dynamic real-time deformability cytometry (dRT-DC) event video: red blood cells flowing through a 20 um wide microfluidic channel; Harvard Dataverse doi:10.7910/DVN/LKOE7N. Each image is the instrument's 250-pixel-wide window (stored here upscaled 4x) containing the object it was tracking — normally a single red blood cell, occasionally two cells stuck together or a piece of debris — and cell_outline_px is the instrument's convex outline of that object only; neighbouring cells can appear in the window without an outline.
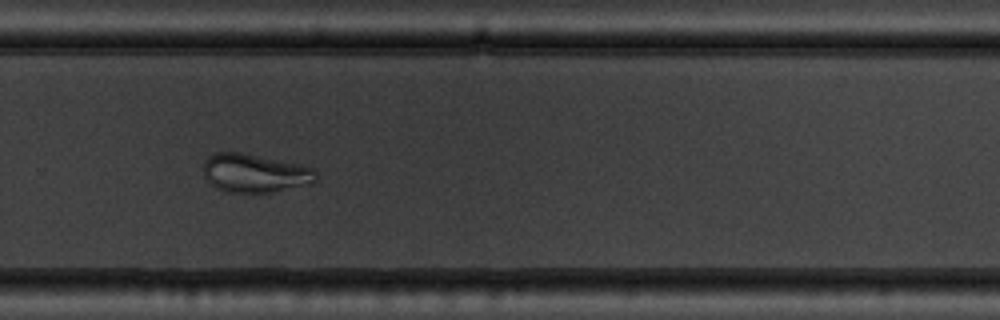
{"species": "common noctule bat (a hibernating species)", "species_latin": "Nyctalus noctula", "temperature_condition": "warm", "stored_images_in_passage": 51, "camera_frame_rate_fps": 3000, "um_per_image_px": 0.085, "animal": {"sex": "male", "body_mass_g": 19.5, "forearm_length_mm": 54.6}, "frame": {"image": 1, "passage_image": 34, "time_ms": 11.0, "image_size_px": [1000, 320], "cell_outline_px": [[316, 180], [312, 184], [272, 192], [224, 192], [216, 188], [204, 176], [204, 160], [212, 152], [240, 152], [300, 164], [316, 168]], "centroid_in_image_um": [21.67, 14.71], "position_along_channel_um": 308.1, "area_um2": 25.49}}
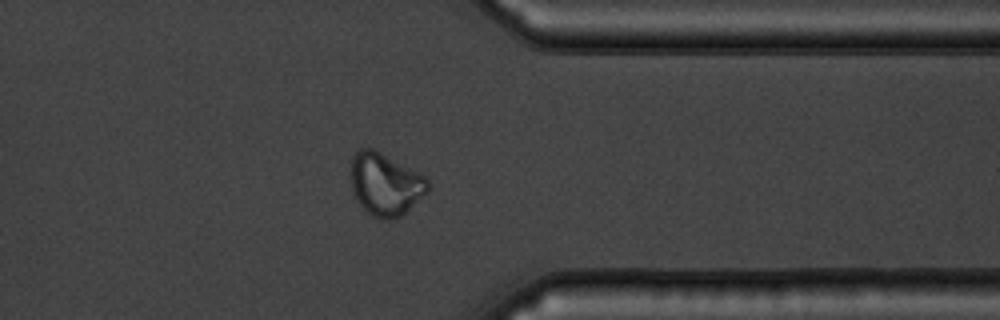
{"frame": {"image": 2, "passage_image": 40, "time_ms": 13.0, "image_size_px": [1000, 320], "cell_outline_px": [[428, 192], [400, 216], [392, 220], [380, 220], [372, 216], [356, 200], [352, 192], [352, 160], [356, 152], [360, 148], [372, 148], [380, 152], [424, 176], [428, 180]], "centroid_in_image_um": [32.74, 15.69], "position_along_channel_um": 378.7, "area_um2": 27.63}}
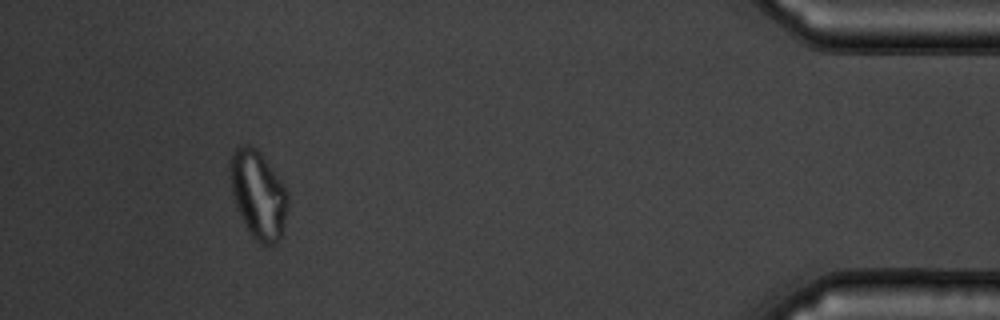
{"frame": {"image": 3, "passage_image": 47, "time_ms": 15.333, "image_size_px": [1000, 320], "cell_outline_px": [[288, 208], [284, 228], [280, 240], [276, 244], [260, 244], [252, 236], [240, 216], [232, 192], [228, 168], [228, 164], [232, 152], [240, 144], [248, 144], [256, 148], [276, 172], [288, 192]], "centroid_in_image_um": [21.95, 16.52], "position_along_channel_um": 413.2, "area_um2": 29.94}, "authors_computed_cell_mechanics": {"area_um2": 29.0156, "velocity_mm_per_s": 3.7446, "shape_relaxation_time_tau1_ms": 8.6368, "shape_relaxation_time_tau2_ms": 1.2468, "deformation_change_tau1": 0.1698, "deformation_change_tau2": 0.0461}}